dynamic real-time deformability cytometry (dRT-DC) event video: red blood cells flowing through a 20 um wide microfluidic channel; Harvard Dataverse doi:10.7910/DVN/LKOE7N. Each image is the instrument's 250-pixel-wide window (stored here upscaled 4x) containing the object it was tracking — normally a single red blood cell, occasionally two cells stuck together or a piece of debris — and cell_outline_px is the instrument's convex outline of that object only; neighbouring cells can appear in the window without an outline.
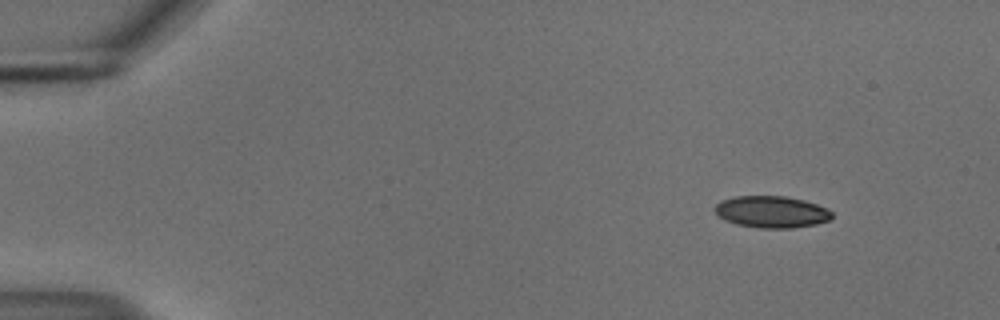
{"species": "common noctule bat (a hibernating species)", "species_latin": "Nyctalus noctula", "temperature_condition": "cold", "stored_images_in_passage": 49, "camera_frame_rate_fps": 3000, "um_per_image_px": 0.085, "animal": {"sex": "male", "body_mass_g": 18.8}, "frame": {"image": 1, "passage_image": 1, "time_ms": 0.0, "image_size_px": [1000, 320], "cell_outline_px": [[832, 216], [828, 220], [816, 224], [792, 228], [760, 228], [736, 224], [724, 220], [712, 208], [720, 200], [736, 196], [788, 196], [804, 200], [828, 208], [832, 212]], "centroid_in_image_um": [65.57, 18.0], "position_along_channel_um": 19.4, "area_um2": 21.79}}
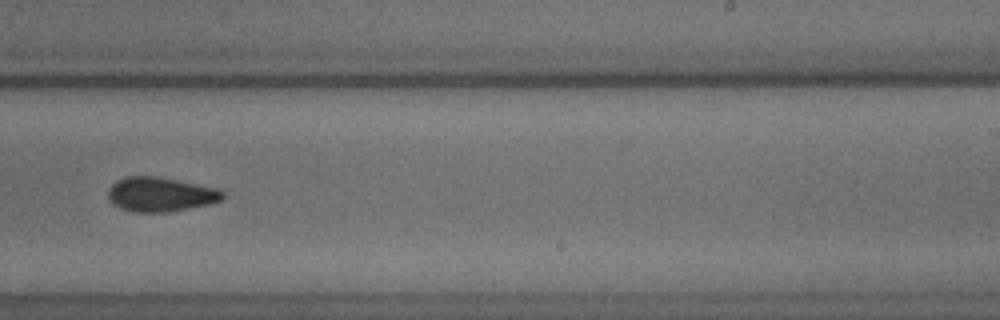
{"frame": {"image": 2, "passage_image": 30, "time_ms": 9.667, "image_size_px": [1000, 320], "cell_outline_px": [[224, 196], [220, 200], [208, 204], [188, 208], [164, 212], [136, 212], [120, 208], [112, 204], [108, 200], [108, 188], [116, 180], [124, 176], [156, 176], [220, 188], [224, 192]], "centroid_in_image_um": [13.6, 16.51], "position_along_channel_um": 275.4, "area_um2": 23.06}}
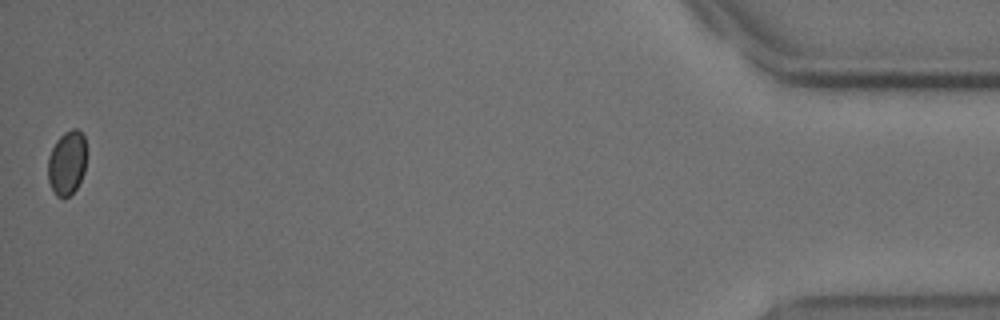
{"frame": {"image": 3, "passage_image": 49, "time_ms": 16.0, "image_size_px": [1000, 320], "cell_outline_px": [[88, 152], [84, 172], [76, 188], [68, 196], [56, 196], [48, 180], [48, 156], [56, 140], [64, 132], [72, 128], [76, 128], [84, 136]], "centroid_in_image_um": [5.72, 13.79], "position_along_channel_um": 429.5, "area_um2": 14.62}, "authors_computed_cell_mechanics": {"area_um2": 22.6576, "velocity_mm_per_s": 3.6992, "shape_relaxation_time_tau1_ms": 4.8308, "shape_relaxation_time_tau2_ms": 4.9015, "deformation_change_tau1": 0.1221, "deformation_change_tau2": 0.0969}}